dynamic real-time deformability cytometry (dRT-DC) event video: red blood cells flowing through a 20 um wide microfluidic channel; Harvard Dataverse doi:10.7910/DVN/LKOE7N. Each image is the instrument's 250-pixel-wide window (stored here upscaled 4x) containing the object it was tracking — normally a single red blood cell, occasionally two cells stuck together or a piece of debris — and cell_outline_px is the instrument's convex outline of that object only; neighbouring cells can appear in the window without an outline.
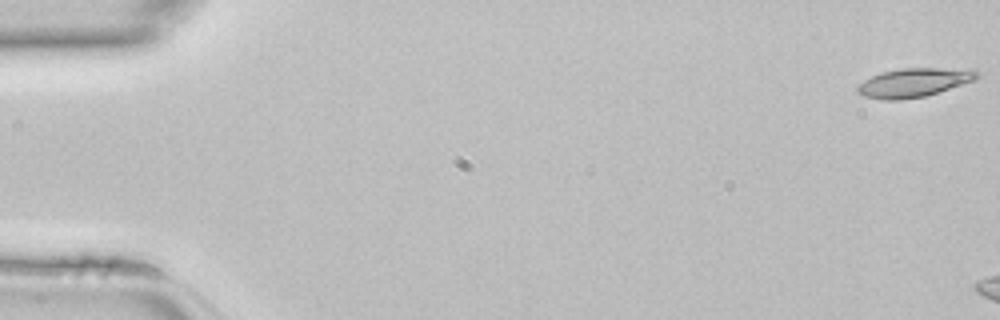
{"species": "common noctule bat (a hibernating species)", "species_latin": "Nyctalus noctula", "temperature_condition": "room temperature", "stored_images_in_passage": 6, "camera_frame_rate_fps": 3000, "um_per_image_px": 0.085, "animal": {"sex": "female", "body_mass_g": 22.7, "forearm_length_mm": 54.2}, "frame": {"image": 1, "passage_image": 1, "time_ms": 0.0, "image_size_px": [1000, 320], "cell_outline_px": [[980, 76], [976, 80], [924, 96], [900, 100], [884, 100], [864, 96], [856, 92], [856, 88], [864, 80], [880, 72], [900, 68], [972, 68]], "centroid_in_image_um": [77.69, 7.0], "position_along_channel_um": 7.3, "area_um2": 20.17}}